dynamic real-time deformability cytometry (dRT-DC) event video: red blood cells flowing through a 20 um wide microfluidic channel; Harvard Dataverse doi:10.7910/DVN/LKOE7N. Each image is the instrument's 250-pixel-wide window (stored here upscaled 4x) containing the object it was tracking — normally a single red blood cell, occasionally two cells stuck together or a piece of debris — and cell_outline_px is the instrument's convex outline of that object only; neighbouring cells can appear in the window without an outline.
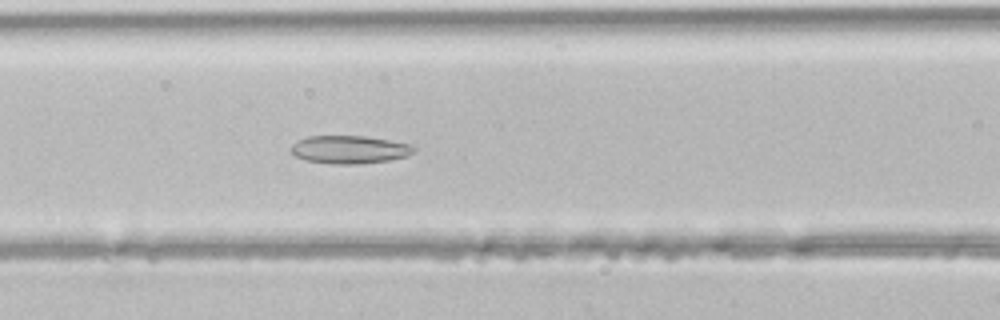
{"species": "common noctule bat (a hibernating species)", "species_latin": "Nyctalus noctula", "temperature_condition": "room temperature", "stored_images_in_passage": 44, "camera_frame_rate_fps": 3000, "um_per_image_px": 0.085, "animal": {"sex": "male", "body_mass_g": 21.5, "forearm_length_mm": 52.0}, "frame": {"image": 1, "passage_image": 17, "time_ms": 5.333, "image_size_px": [1000, 320], "cell_outline_px": [[416, 152], [404, 156], [388, 160], [360, 164], [332, 164], [304, 160], [296, 156], [288, 148], [296, 140], [308, 136], [364, 136], [416, 144]], "centroid_in_image_um": [29.71, 12.7], "position_along_channel_um": 136.9, "area_um2": 20.35}}
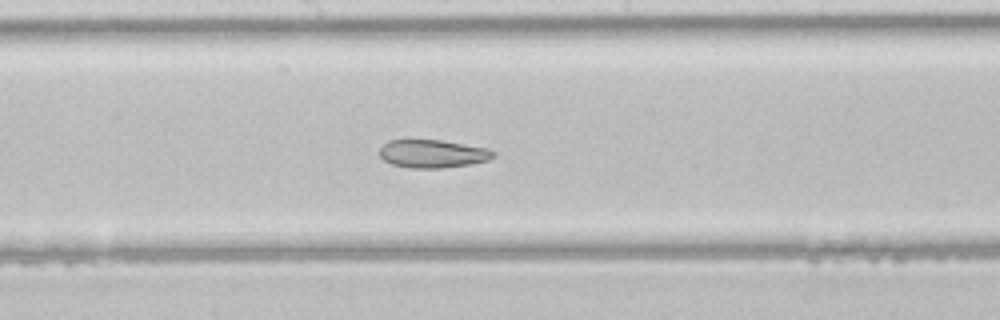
{"frame": {"image": 2, "passage_image": 22, "time_ms": 7.0, "image_size_px": [1000, 320], "cell_outline_px": [[496, 156], [488, 160], [472, 164], [440, 168], [412, 168], [392, 164], [384, 160], [380, 156], [380, 148], [388, 140], [440, 140], [488, 148], [496, 152]], "centroid_in_image_um": [36.81, 13.07], "position_along_channel_um": 211.4, "area_um2": 18.61}}
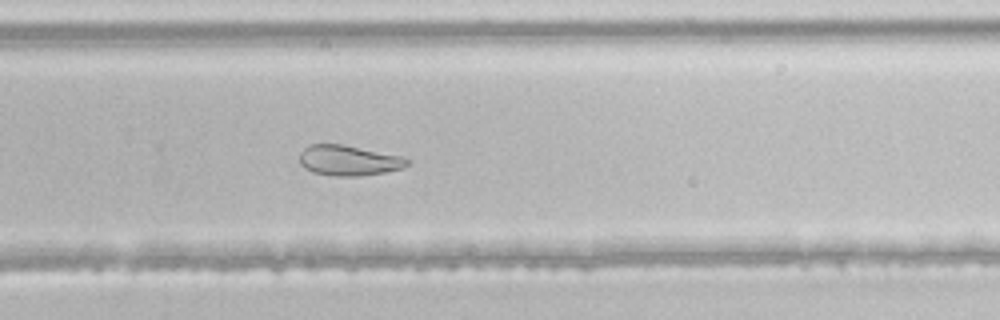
{"frame": {"image": 3, "passage_image": 28, "time_ms": 9.0, "image_size_px": [1000, 320], "cell_outline_px": [[412, 160], [404, 168], [384, 172], [360, 176], [336, 176], [312, 172], [304, 168], [300, 164], [300, 152], [308, 144], [340, 144], [404, 156]], "centroid_in_image_um": [29.66, 13.63], "position_along_channel_um": 300.1, "area_um2": 19.19}}